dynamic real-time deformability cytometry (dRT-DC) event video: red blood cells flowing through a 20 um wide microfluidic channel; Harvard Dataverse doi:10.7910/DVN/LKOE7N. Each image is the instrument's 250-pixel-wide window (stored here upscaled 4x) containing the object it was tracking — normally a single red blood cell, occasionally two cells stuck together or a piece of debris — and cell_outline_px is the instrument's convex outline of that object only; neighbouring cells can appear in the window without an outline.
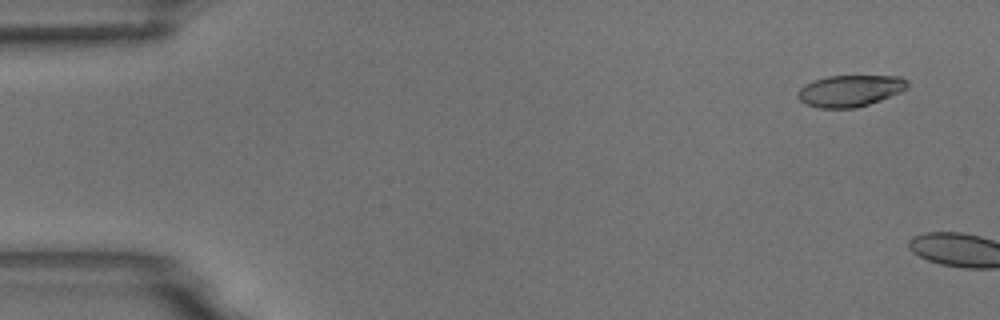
{"species": "common noctule bat (a hibernating species)", "species_latin": "Nyctalus noctula", "temperature_condition": "room temperature", "stored_images_in_passage": 2, "camera_frame_rate_fps": 3000, "um_per_image_px": 0.085, "animal": {"sex": "male", "body_mass_g": 18.8}, "frame": {"image": 1, "passage_image": 1, "time_ms": 0.0, "image_size_px": [1000, 320], "cell_outline_px": [[908, 88], [900, 92], [880, 100], [856, 108], [820, 108], [804, 104], [796, 96], [796, 92], [800, 88], [812, 80], [828, 76], [900, 76], [908, 80]], "centroid_in_image_um": [72.23, 7.71], "position_along_channel_um": 12.8, "area_um2": 20.29}}